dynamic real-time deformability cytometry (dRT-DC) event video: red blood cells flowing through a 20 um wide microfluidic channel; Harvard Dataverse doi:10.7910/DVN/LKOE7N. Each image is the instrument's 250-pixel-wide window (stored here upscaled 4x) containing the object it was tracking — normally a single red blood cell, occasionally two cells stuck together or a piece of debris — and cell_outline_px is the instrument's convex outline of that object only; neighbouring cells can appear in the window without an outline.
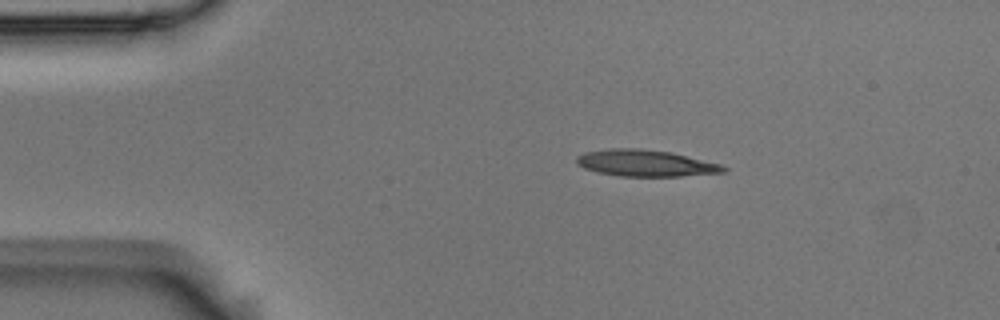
{"species": "Egyptian fruit bat (a non-hibernating species)", "species_latin": "Rousettus aegyptiacus", "temperature_condition": "room temperature", "stored_images_in_passage": 4, "camera_frame_rate_fps": 3000, "um_per_image_px": 0.085, "animal": {"sex": "male"}, "frame": {"image": 1, "passage_image": 2, "time_ms": 0.333, "image_size_px": [1000, 320], "cell_outline_px": [[728, 172], [680, 176], [620, 176], [596, 172], [584, 168], [576, 164], [576, 156], [584, 152], [608, 148], [640, 148], [672, 152], [720, 164], [728, 168]], "centroid_in_image_um": [54.85, 13.86], "position_along_channel_um": 30.1, "area_um2": 22.95}}
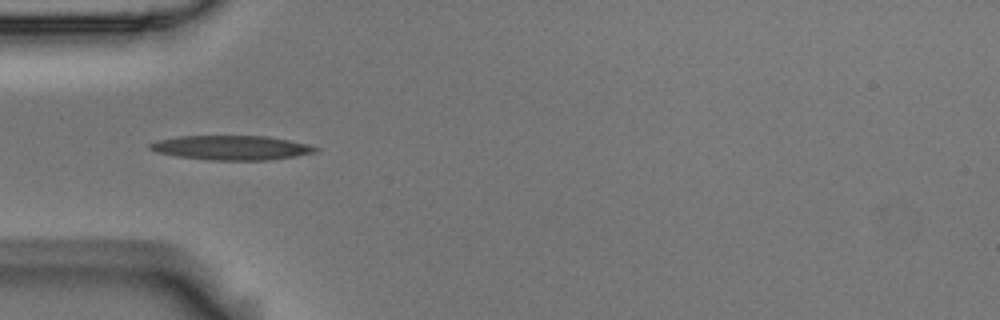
{"frame": {"image": 2, "passage_image": 4, "time_ms": 1.0, "image_size_px": [1000, 320], "cell_outline_px": [[320, 148], [316, 152], [296, 156], [268, 160], [212, 160], [176, 156], [156, 152], [148, 148], [148, 144], [156, 140], [180, 136], [268, 136], [308, 144]], "centroid_in_image_um": [19.66, 12.55], "position_along_channel_um": 65.3, "area_um2": 23.58}}